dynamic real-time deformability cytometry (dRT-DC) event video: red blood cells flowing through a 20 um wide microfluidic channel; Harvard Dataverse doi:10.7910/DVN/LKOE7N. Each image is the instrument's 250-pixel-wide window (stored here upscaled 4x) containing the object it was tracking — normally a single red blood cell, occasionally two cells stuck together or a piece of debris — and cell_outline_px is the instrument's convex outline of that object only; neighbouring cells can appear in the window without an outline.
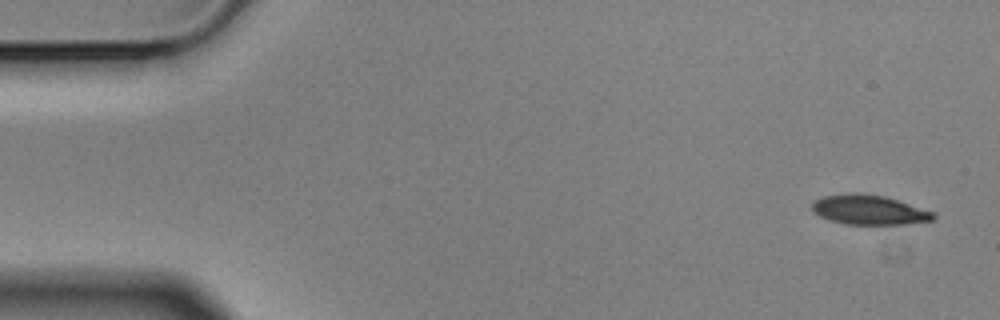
{"species": "Egyptian fruit bat (a non-hibernating species)", "species_latin": "Rousettus aegyptiacus", "temperature_condition": "cold", "stored_images_in_passage": 3, "camera_frame_rate_fps": 3000, "um_per_image_px": 0.085, "animal": {"sex": "male"}, "frame": {"image": 1, "passage_image": 1, "time_ms": 0.0, "image_size_px": [1000, 320], "cell_outline_px": [[936, 216], [932, 220], [904, 224], [848, 224], [832, 220], [820, 216], [812, 208], [812, 200], [824, 196], [852, 192], [856, 192], [884, 196], [932, 212]], "centroid_in_image_um": [73.83, 17.82], "position_along_channel_um": 11.2, "area_um2": 20.52}}